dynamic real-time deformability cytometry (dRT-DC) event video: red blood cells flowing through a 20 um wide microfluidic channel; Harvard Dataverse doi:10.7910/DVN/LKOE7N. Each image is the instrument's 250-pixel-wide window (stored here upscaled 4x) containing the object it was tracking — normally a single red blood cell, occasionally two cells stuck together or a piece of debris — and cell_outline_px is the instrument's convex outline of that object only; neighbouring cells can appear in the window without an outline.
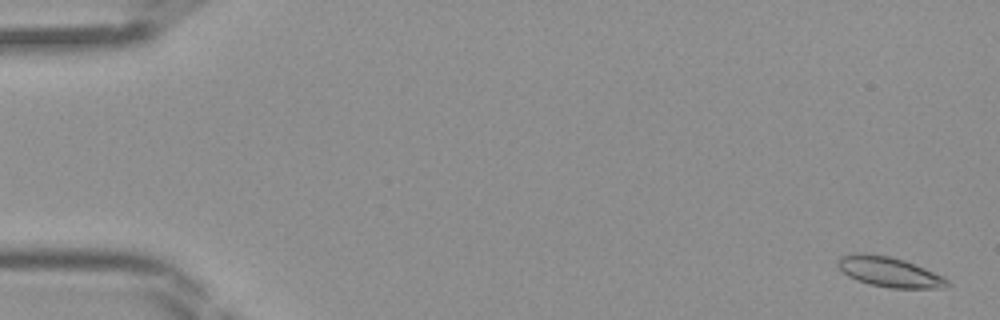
{"species": "Egyptian fruit bat (a non-hibernating species)", "species_latin": "Rousettus aegyptiacus", "temperature_condition": "room temperature", "stored_images_in_passage": 45, "camera_frame_rate_fps": 3000, "um_per_image_px": 0.085, "frame": {"image": 1, "passage_image": 2, "time_ms": 0.333, "image_size_px": [1000, 320], "cell_outline_px": [[952, 284], [948, 288], [888, 288], [868, 284], [856, 280], [848, 276], [836, 264], [840, 256], [852, 252], [864, 252], [888, 256], [904, 260], [944, 276]], "centroid_in_image_um": [75.59, 23.11], "position_along_channel_um": 9.4, "area_um2": 19.48}}
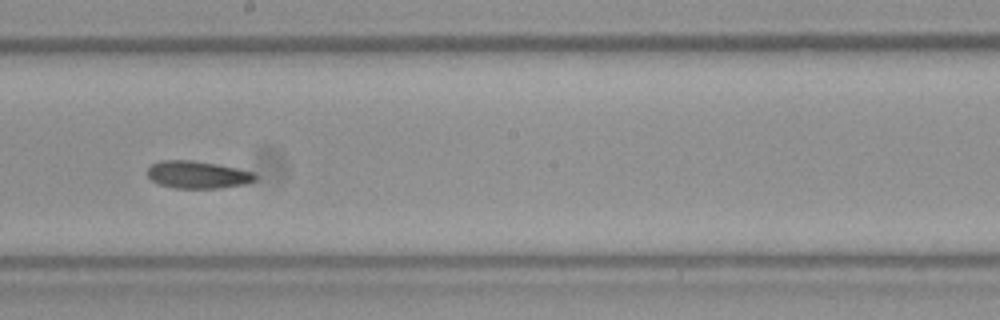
{"frame": {"image": 2, "passage_image": 26, "time_ms": 8.333, "image_size_px": [1000, 320], "cell_outline_px": [[256, 180], [244, 184], [220, 188], [176, 188], [160, 184], [152, 180], [148, 176], [148, 168], [152, 164], [160, 160], [192, 160], [216, 164], [236, 168], [252, 172], [256, 176]], "centroid_in_image_um": [16.79, 14.84], "position_along_channel_um": 231.4, "area_um2": 17.05}}
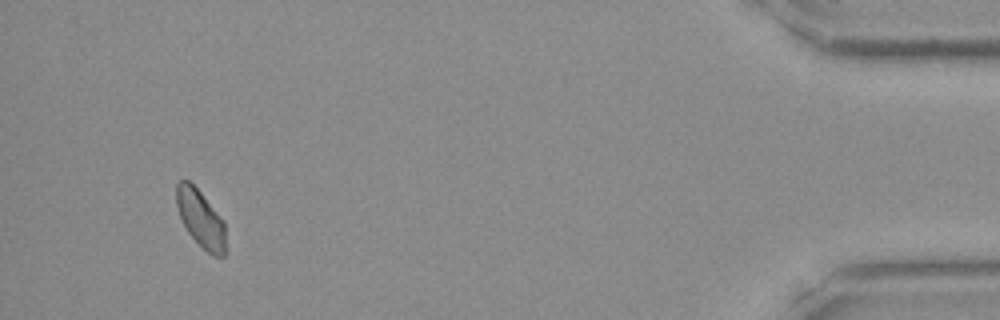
{"frame": {"image": 3, "passage_image": 43, "time_ms": 14.0, "image_size_px": [1000, 320], "cell_outline_px": [[228, 252], [224, 256], [212, 256], [188, 232], [180, 216], [176, 204], [176, 184], [180, 180], [188, 180], [200, 192], [224, 220]], "centroid_in_image_um": [17.11, 18.62], "position_along_channel_um": 418.1, "area_um2": 16.53}}